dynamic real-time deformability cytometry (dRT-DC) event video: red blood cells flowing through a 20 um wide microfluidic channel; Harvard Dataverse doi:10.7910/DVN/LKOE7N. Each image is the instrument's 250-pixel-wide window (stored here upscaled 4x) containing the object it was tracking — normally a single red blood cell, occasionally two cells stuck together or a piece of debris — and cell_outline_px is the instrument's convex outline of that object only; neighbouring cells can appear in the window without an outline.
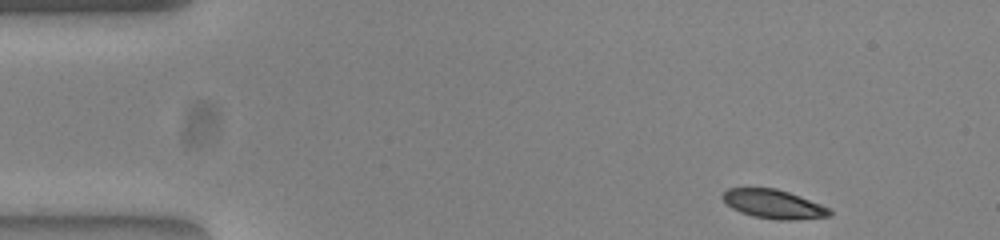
{"species": "common noctule bat (a hibernating species)", "species_latin": "Nyctalus noctula", "temperature_condition": "warm", "stored_images_in_passage": 48, "camera_frame_rate_fps": 3000, "um_per_image_px": 0.085, "animal": {"sex": "female", "body_mass_g": 23.0, "forearm_length_mm": 53.4}, "frame": {"image": 1, "passage_image": 1, "time_ms": 0.0, "image_size_px": [1000, 240], "cell_outline_px": [[832, 216], [796, 220], [780, 220], [752, 216], [740, 212], [732, 208], [720, 196], [728, 188], [776, 188], [800, 196], [820, 204], [828, 208], [832, 212]], "centroid_in_image_um": [65.76, 17.35], "position_along_channel_um": 19.2, "area_um2": 17.98}}
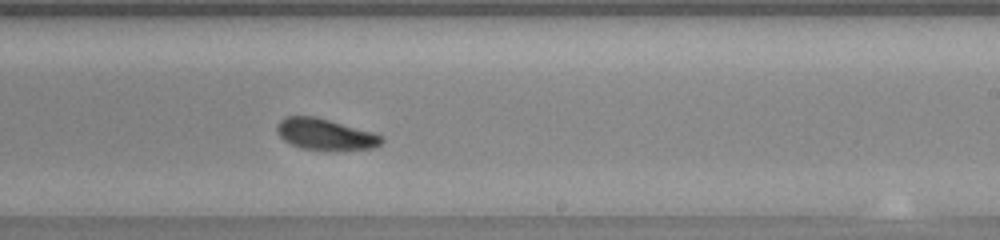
{"frame": {"image": 2, "passage_image": 27, "time_ms": 8.667, "image_size_px": [1000, 240], "cell_outline_px": [[384, 140], [376, 148], [336, 152], [332, 152], [300, 148], [284, 140], [276, 132], [276, 128], [280, 120], [288, 116], [316, 116], [372, 132], [384, 136]], "centroid_in_image_um": [27.69, 11.45], "position_along_channel_um": 261.3, "area_um2": 19.59}}
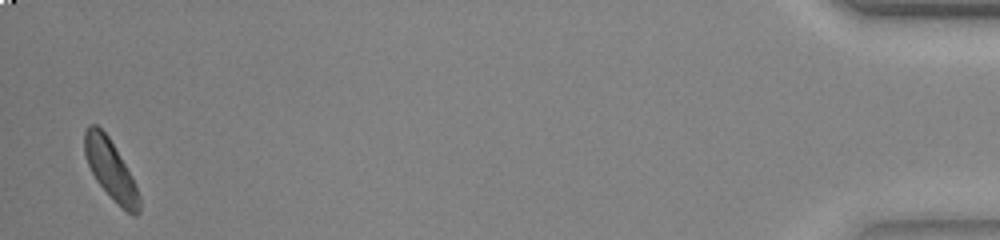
{"frame": {"image": 3, "passage_image": 47, "time_ms": 15.333, "image_size_px": [1000, 240], "cell_outline_px": [[140, 212], [136, 216], [128, 212], [96, 180], [88, 164], [84, 152], [84, 132], [88, 124], [96, 124], [108, 136], [124, 164], [140, 196]], "centroid_in_image_um": [9.37, 14.36], "position_along_channel_um": 425.8, "area_um2": 18.09}, "authors_computed_cell_mechanics": {"area_um2": 19.1029, "velocity_mm_per_s": 3.8523, "shape_relaxation_time_tau1_ms": 2.3735, "shape_relaxation_time_tau2_ms": 2.1561, "deformation_change_tau1": 0.1154, "deformation_change_tau2": 0.074}}